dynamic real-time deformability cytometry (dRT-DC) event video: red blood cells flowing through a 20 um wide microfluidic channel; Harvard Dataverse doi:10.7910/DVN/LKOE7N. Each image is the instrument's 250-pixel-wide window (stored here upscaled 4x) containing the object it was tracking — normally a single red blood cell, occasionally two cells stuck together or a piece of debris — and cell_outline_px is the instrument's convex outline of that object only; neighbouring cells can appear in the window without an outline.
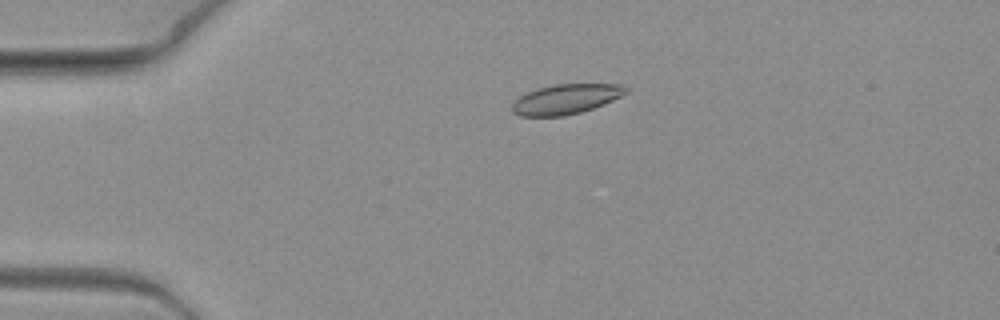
{"species": "common noctule bat (a hibernating species)", "species_latin": "Nyctalus noctula", "temperature_condition": "warm", "stored_images_in_passage": 7, "camera_frame_rate_fps": 3000, "um_per_image_px": 0.085, "animal": {"sex": "female", "body_mass_g": 19.3, "forearm_length_mm": 54.1}, "frame": {"image": 1, "passage_image": 4, "time_ms": 1.0, "image_size_px": [1000, 320], "cell_outline_px": [[628, 92], [604, 104], [580, 112], [564, 116], [520, 116], [512, 112], [512, 104], [520, 96], [536, 88], [552, 84], [620, 84], [628, 88]], "centroid_in_image_um": [48.08, 8.42], "position_along_channel_um": 36.9, "area_um2": 19.77}}
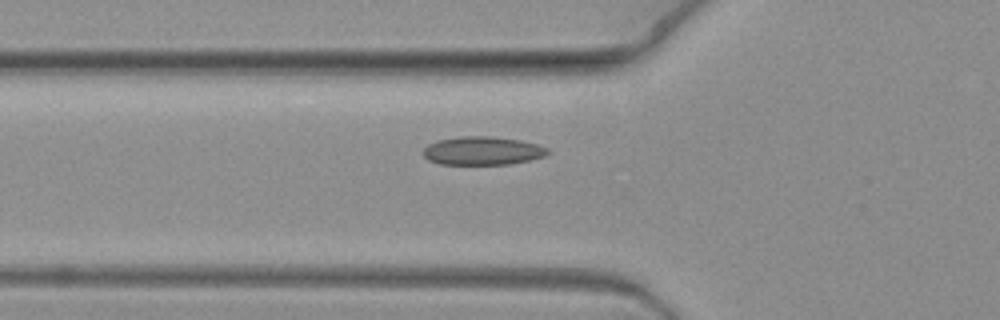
{"frame": {"image": 2, "passage_image": 7, "time_ms": 2.0, "image_size_px": [1000, 320], "cell_outline_px": [[552, 152], [544, 156], [528, 160], [508, 164], [440, 164], [428, 160], [424, 156], [424, 148], [428, 144], [436, 140], [460, 136], [492, 136], [520, 140], [536, 144], [548, 148]], "centroid_in_image_um": [41.01, 12.81], "position_along_channel_um": 84.8, "area_um2": 20.63}}